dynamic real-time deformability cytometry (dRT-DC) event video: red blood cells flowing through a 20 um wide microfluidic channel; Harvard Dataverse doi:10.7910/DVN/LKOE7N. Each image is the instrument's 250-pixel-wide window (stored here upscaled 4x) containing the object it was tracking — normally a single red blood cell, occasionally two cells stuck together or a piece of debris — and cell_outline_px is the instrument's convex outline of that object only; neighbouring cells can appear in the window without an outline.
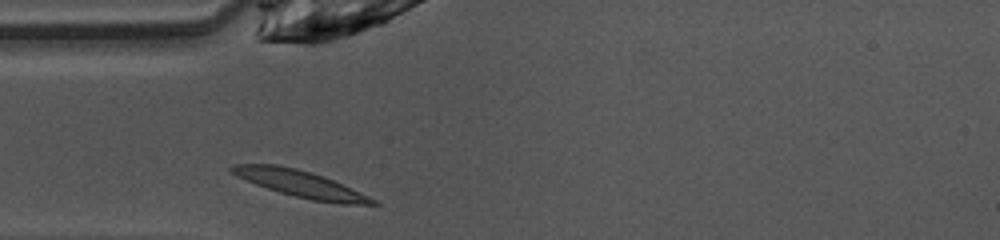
{"species": "common noctule bat (a hibernating species)", "species_latin": "Nyctalus noctula", "temperature_condition": "warm", "stored_images_in_passage": 26, "camera_frame_rate_fps": 3000, "um_per_image_px": 0.085, "animal": {"sex": "female", "body_mass_g": 10.0, "forearm_length_mm": 53.1}, "frame": {"image": 1, "passage_image": 1, "time_ms": 0.0, "image_size_px": [1000, 240], "cell_outline_px": [[380, 204], [340, 204], [312, 200], [280, 192], [256, 184], [236, 176], [228, 168], [236, 164], [276, 164], [296, 168], [312, 172], [324, 176], [368, 196], [376, 200]], "centroid_in_image_um": [25.52, 15.61], "position_along_channel_um": 59.5, "area_um2": 21.56}}
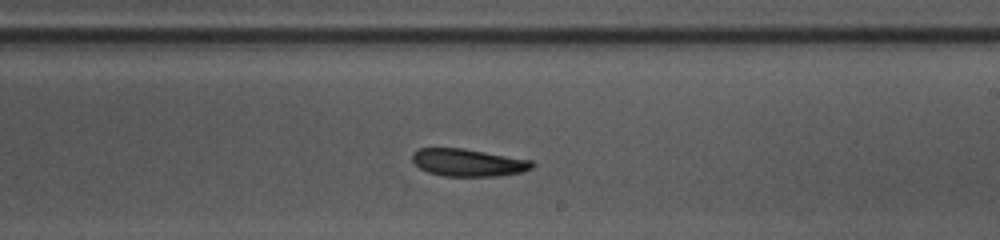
{"frame": {"image": 2, "passage_image": 15, "time_ms": 4.667, "image_size_px": [1000, 240], "cell_outline_px": [[536, 164], [532, 168], [520, 172], [496, 176], [444, 176], [428, 172], [420, 168], [412, 160], [412, 152], [420, 148], [464, 148], [532, 160]], "centroid_in_image_um": [39.79, 13.81], "position_along_channel_um": 249.2, "area_um2": 19.19}}
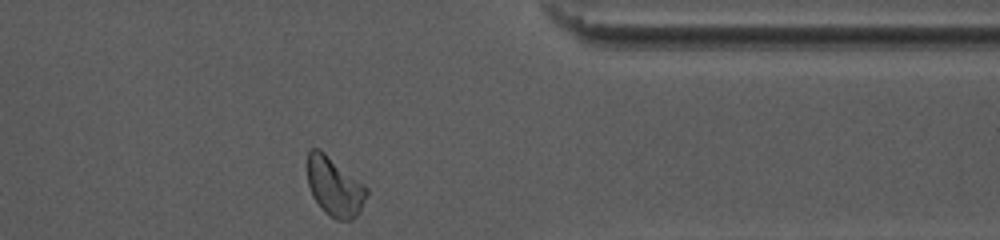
{"frame": {"image": 3, "passage_image": 26, "time_ms": 8.333, "image_size_px": [1000, 240], "cell_outline_px": [[368, 192], [360, 212], [352, 220], [336, 220], [324, 212], [312, 196], [308, 184], [308, 152], [312, 148], [320, 148], [364, 184], [368, 188]], "centroid_in_image_um": [28.44, 15.87], "position_along_channel_um": 383.0, "area_um2": 20.46}, "authors_computed_cell_mechanics": {"area_um2": 19.6809, "velocity_mm_per_s": 4.0723, "shape_relaxation_time_tau1_ms": 6.2651, "shape_relaxation_time_tau2_ms": null, "deformation_change_tau1": 0.1533, "deformation_change_tau2": null}}